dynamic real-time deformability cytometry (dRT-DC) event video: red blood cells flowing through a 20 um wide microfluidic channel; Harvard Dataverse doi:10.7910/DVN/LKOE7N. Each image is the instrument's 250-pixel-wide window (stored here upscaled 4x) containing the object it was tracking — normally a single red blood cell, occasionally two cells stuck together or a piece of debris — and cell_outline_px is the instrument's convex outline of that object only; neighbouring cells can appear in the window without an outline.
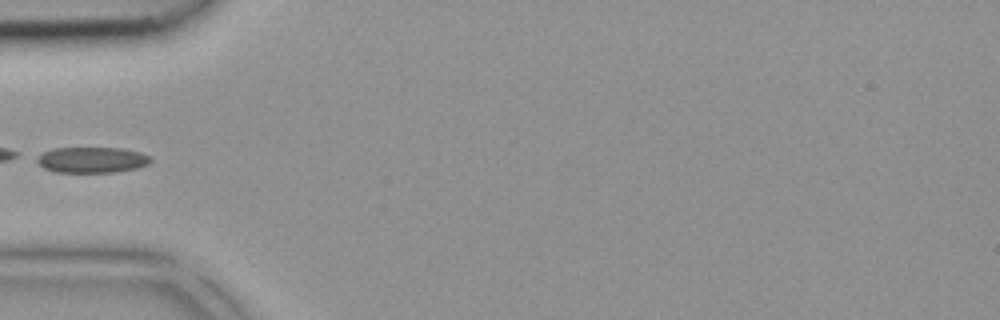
{"species": "common noctule bat (a hibernating species)", "species_latin": "Nyctalus noctula", "temperature_condition": "room temperature", "stored_images_in_passage": 5, "camera_frame_rate_fps": 3000, "um_per_image_px": 0.085, "animal": {"sex": "female", "body_mass_g": 18.4}, "frame": {"image": 1, "passage_image": 5, "time_ms": 1.333, "image_size_px": [1000, 320], "cell_outline_px": [[152, 160], [148, 164], [136, 168], [116, 172], [52, 172], [44, 168], [36, 160], [36, 156], [52, 148], [124, 148], [140, 152], [148, 156]], "centroid_in_image_um": [7.79, 13.59], "position_along_channel_um": 77.2, "area_um2": 17.11}}